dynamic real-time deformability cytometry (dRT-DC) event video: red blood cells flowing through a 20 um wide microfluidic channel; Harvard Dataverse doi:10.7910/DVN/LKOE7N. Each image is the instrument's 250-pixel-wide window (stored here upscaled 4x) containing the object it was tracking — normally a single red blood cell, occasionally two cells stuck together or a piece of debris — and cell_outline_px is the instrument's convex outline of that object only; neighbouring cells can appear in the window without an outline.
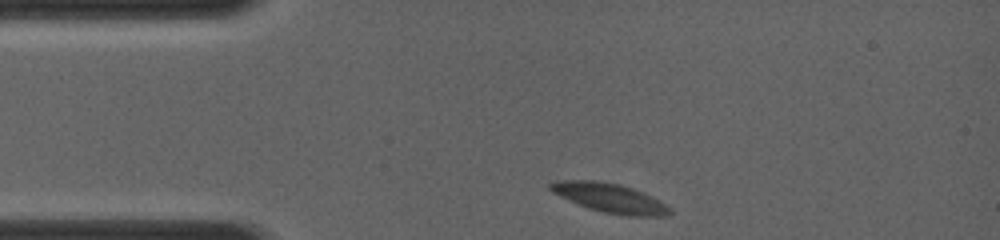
{"species": "common noctule bat (a hibernating species)", "species_latin": "Nyctalus noctula", "temperature_condition": "room temperature", "stored_images_in_passage": 19, "camera_frame_rate_fps": 4000, "um_per_image_px": 0.085, "animal": {"sex": "female", "body_mass_g": 19.0, "forearm_length_mm": 56.7}, "frame": {"image": 1, "passage_image": 1, "time_ms": 0.0, "image_size_px": [1000, 240], "cell_outline_px": [[672, 212], [668, 216], [628, 216], [604, 212], [588, 208], [560, 196], [552, 192], [548, 188], [548, 184], [556, 180], [596, 180], [620, 184], [644, 192], [660, 200], [672, 208]], "centroid_in_image_um": [51.87, 16.82], "position_along_channel_um": 33.1, "area_um2": 20.52}}
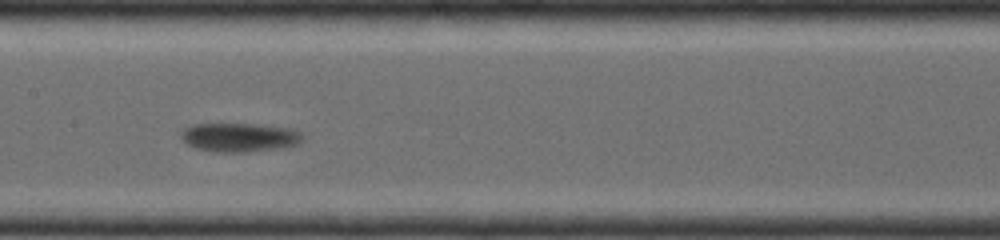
{"frame": {"image": 2, "passage_image": 11, "time_ms": 4.5, "image_size_px": [1000, 240], "cell_outline_px": [[304, 140], [296, 144], [280, 148], [248, 152], [216, 152], [196, 148], [188, 144], [180, 136], [180, 132], [184, 128], [192, 124], [252, 124], [292, 128], [300, 132], [304, 136]], "centroid_in_image_um": [20.36, 11.67], "position_along_channel_um": 187.0, "area_um2": 20.52}}
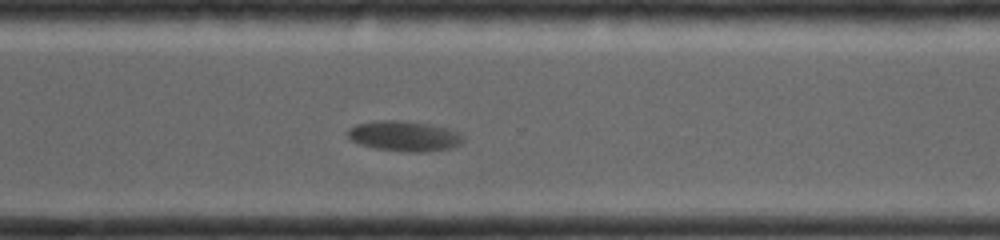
{"frame": {"image": 3, "passage_image": 19, "time_ms": 8.0, "image_size_px": [1000, 240], "cell_outline_px": [[464, 140], [460, 144], [452, 148], [428, 152], [408, 152], [376, 148], [360, 144], [352, 140], [348, 136], [348, 128], [356, 124], [380, 120], [404, 120], [432, 124], [448, 128], [460, 132], [464, 136]], "centroid_in_image_um": [34.42, 11.56], "position_along_channel_um": 336.2, "area_um2": 20.63}}